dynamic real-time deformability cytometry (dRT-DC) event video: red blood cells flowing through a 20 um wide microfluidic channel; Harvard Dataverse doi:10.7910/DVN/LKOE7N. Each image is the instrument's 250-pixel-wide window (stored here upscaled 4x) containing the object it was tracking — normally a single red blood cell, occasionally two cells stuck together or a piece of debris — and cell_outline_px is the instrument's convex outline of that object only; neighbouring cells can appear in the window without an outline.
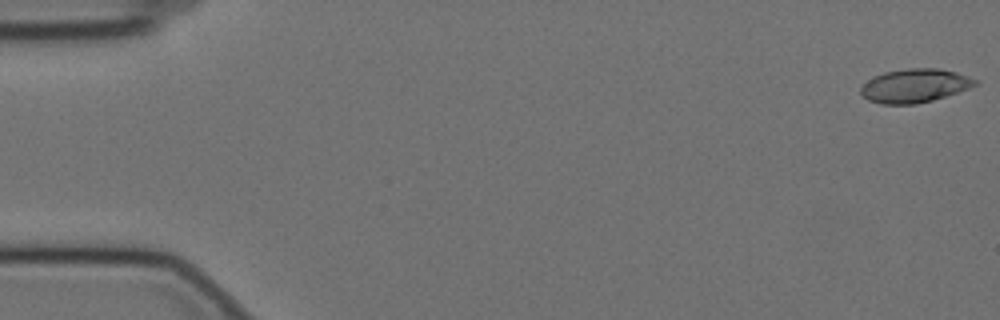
{"species": "Egyptian fruit bat (a non-hibernating species)", "species_latin": "Rousettus aegyptiacus", "temperature_condition": "cold", "stored_images_in_passage": 58, "camera_frame_rate_fps": 3000, "um_per_image_px": 0.085, "animal": {"sex": "female"}, "frame": {"image": 1, "passage_image": 1, "time_ms": 0.0, "image_size_px": [1000, 320], "cell_outline_px": [[980, 84], [932, 100], [916, 104], [880, 104], [868, 100], [860, 92], [860, 88], [872, 76], [884, 72], [908, 68], [940, 68], [956, 72], [968, 76], [976, 80]], "centroid_in_image_um": [77.73, 7.27], "position_along_channel_um": 7.3, "area_um2": 22.37}}
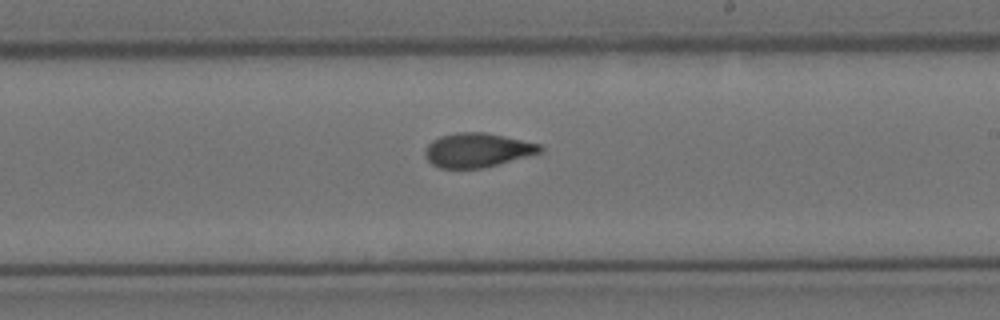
{"frame": {"image": 2, "passage_image": 34, "time_ms": 11.0, "image_size_px": [1000, 320], "cell_outline_px": [[544, 152], [480, 168], [440, 168], [432, 164], [424, 156], [424, 148], [432, 140], [440, 136], [456, 132], [484, 132], [504, 136], [540, 144], [544, 148]], "centroid_in_image_um": [40.55, 12.75], "position_along_channel_um": 248.5, "area_um2": 22.89}}
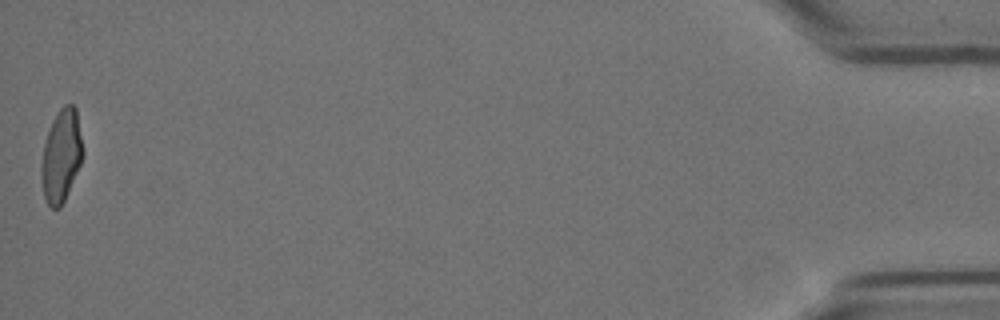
{"frame": {"image": 3, "passage_image": 58, "time_ms": 19.0, "image_size_px": [1000, 320], "cell_outline_px": [[84, 152], [80, 164], [64, 200], [60, 208], [52, 208], [48, 204], [44, 196], [40, 176], [40, 168], [44, 144], [52, 120], [60, 108], [64, 104], [72, 104], [76, 108]], "centroid_in_image_um": [5.2, 13.22], "position_along_channel_um": 430.0, "area_um2": 22.25}, "authors_computed_cell_mechanics": {"area_um2": 22.8599, "velocity_mm_per_s": 3.4664, "shape_relaxation_time_tau1_ms": 6.689, "shape_relaxation_time_tau2_ms": 2.2398, "deformation_change_tau1": 0.1931, "deformation_change_tau2": 0.0793}}